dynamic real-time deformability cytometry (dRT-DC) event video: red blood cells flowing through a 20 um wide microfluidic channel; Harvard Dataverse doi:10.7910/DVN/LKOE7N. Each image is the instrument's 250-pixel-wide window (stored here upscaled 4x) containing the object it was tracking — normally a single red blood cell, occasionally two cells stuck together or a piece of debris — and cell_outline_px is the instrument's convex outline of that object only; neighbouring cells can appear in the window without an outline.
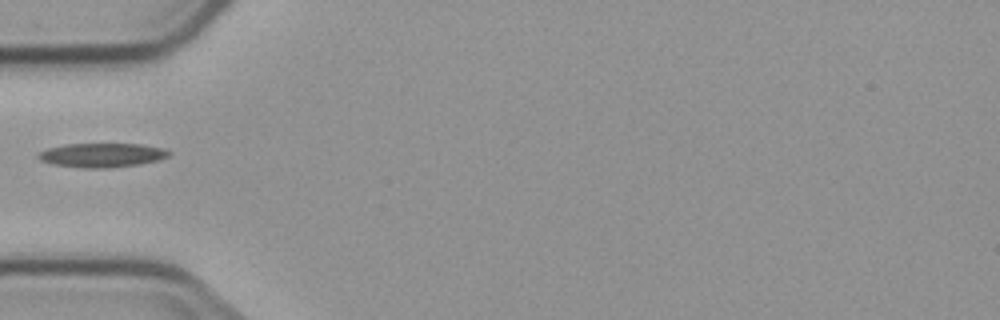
{"species": "common noctule bat (a hibernating species)", "species_latin": "Nyctalus noctula", "temperature_condition": "cold", "stored_images_in_passage": 5, "camera_frame_rate_fps": 3000, "um_per_image_px": 0.085, "animal": {"sex": "male", "body_mass_g": 23.1, "forearm_length_mm": 52.7}, "frame": {"image": 1, "passage_image": 4, "time_ms": 3.667, "image_size_px": [1000, 320], "cell_outline_px": [[172, 152], [168, 156], [160, 160], [140, 164], [108, 168], [84, 168], [56, 164], [40, 160], [36, 156], [40, 152], [48, 148], [64, 144], [140, 144], [164, 148]], "centroid_in_image_um": [8.71, 13.18], "position_along_channel_um": 76.3, "area_um2": 18.32}}
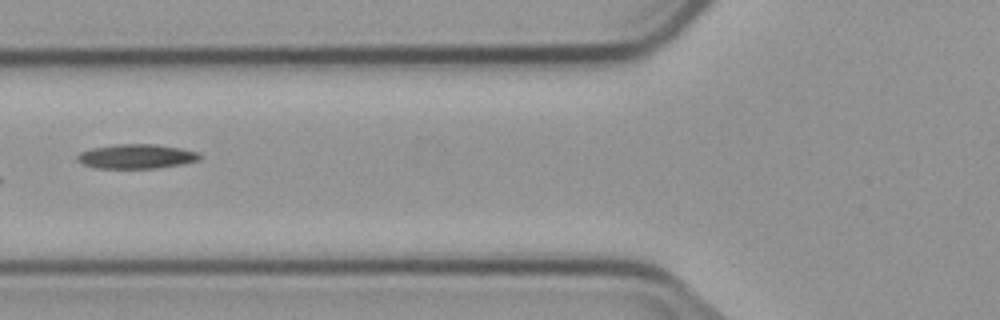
{"frame": {"image": 2, "passage_image": 5, "time_ms": 4.667, "image_size_px": [1000, 320], "cell_outline_px": [[204, 156], [200, 160], [184, 164], [156, 168], [96, 168], [84, 164], [76, 160], [76, 156], [80, 152], [92, 148], [112, 144], [156, 144], [180, 148], [200, 152]], "centroid_in_image_um": [11.64, 13.29], "position_along_channel_um": 114.2, "area_um2": 17.69}}